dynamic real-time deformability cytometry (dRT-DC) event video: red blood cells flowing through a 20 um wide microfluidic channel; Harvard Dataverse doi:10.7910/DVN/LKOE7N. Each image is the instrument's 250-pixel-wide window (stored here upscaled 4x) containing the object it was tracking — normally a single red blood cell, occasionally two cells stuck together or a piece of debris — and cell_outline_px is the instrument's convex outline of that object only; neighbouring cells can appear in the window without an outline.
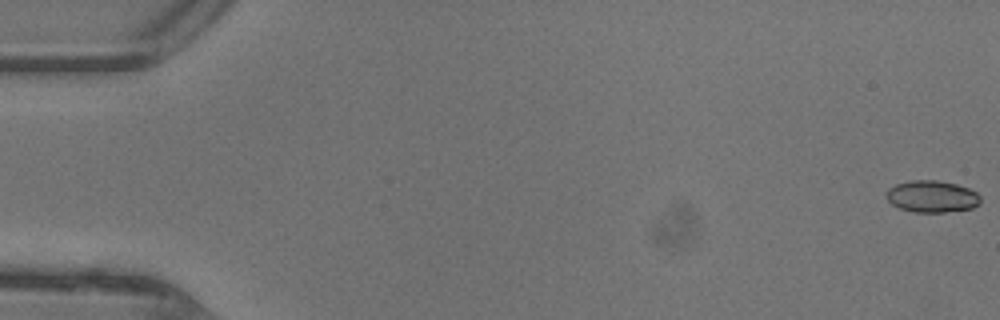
{"species": "common noctule bat (a hibernating species)", "species_latin": "Nyctalus noctula", "temperature_condition": "warm", "stored_images_in_passage": 47, "camera_frame_rate_fps": 3000, "um_per_image_px": 0.085, "animal": {"sex": "female"}, "frame": {"image": 1, "passage_image": 1, "time_ms": 0.0, "image_size_px": [1000, 320], "cell_outline_px": [[980, 204], [972, 208], [944, 212], [912, 212], [900, 208], [892, 204], [888, 200], [888, 188], [896, 184], [912, 180], [936, 180], [956, 184], [968, 188], [976, 192], [980, 196]], "centroid_in_image_um": [79.23, 16.7], "position_along_channel_um": 5.8, "area_um2": 17.34}}
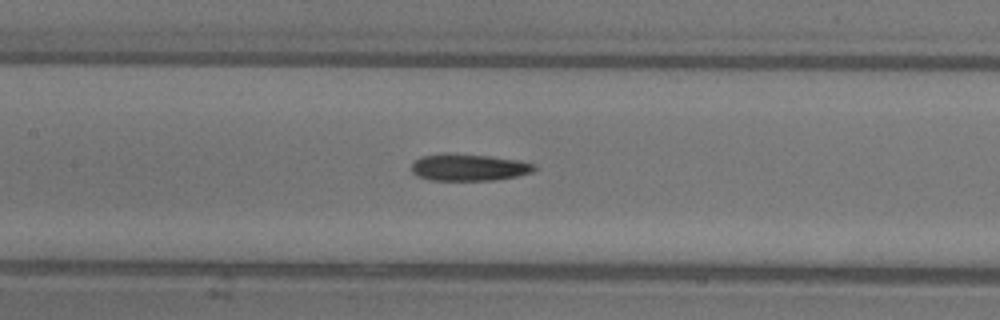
{"frame": {"image": 2, "passage_image": 23, "time_ms": 7.333, "image_size_px": [1000, 320], "cell_outline_px": [[536, 168], [532, 172], [516, 176], [496, 180], [432, 180], [416, 176], [412, 172], [412, 164], [420, 156], [444, 152], [448, 152], [492, 156], [520, 160], [532, 164]], "centroid_in_image_um": [39.81, 14.21], "position_along_channel_um": 167.6, "area_um2": 19.48}}
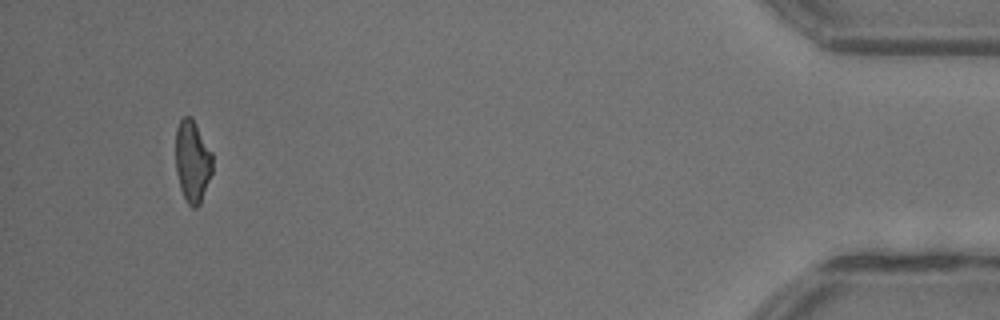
{"frame": {"image": 3, "passage_image": 45, "time_ms": 14.667, "image_size_px": [1000, 320], "cell_outline_px": [[212, 172], [200, 204], [196, 208], [192, 208], [188, 204], [180, 188], [176, 172], [176, 128], [180, 120], [184, 116], [192, 116], [212, 152]], "centroid_in_image_um": [16.36, 13.69], "position_along_channel_um": 418.8, "area_um2": 17.69}, "authors_computed_cell_mechanics": {"area_um2": 18.7272, "velocity_mm_per_s": 4.4737, "shape_relaxation_time_tau1_ms": 4.4984, "shape_relaxation_time_tau2_ms": 7.8538, "deformation_change_tau1": 0.1492, "deformation_change_tau2": 0.195}}